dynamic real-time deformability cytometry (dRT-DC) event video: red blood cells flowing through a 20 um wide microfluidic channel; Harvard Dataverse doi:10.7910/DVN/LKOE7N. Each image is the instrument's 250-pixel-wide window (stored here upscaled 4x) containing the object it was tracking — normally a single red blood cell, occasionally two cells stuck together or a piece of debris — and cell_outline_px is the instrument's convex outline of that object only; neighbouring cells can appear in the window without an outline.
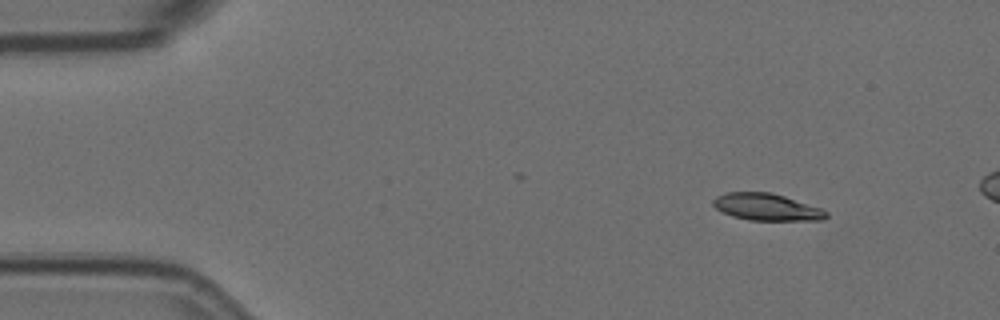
{"species": "Egyptian fruit bat (a non-hibernating species)", "species_latin": "Rousettus aegyptiacus", "temperature_condition": "room temperature", "stored_images_in_passage": 5, "camera_frame_rate_fps": 3000, "um_per_image_px": 0.085, "animal": {"sex": "female"}, "frame": {"image": 1, "passage_image": 1, "time_ms": 0.0, "image_size_px": [1000, 320], "cell_outline_px": [[828, 216], [824, 220], [748, 220], [732, 216], [716, 208], [712, 204], [712, 200], [716, 196], [724, 192], [772, 192], [824, 208], [828, 212]], "centroid_in_image_um": [65.2, 17.59], "position_along_channel_um": 19.8, "area_um2": 18.03}}